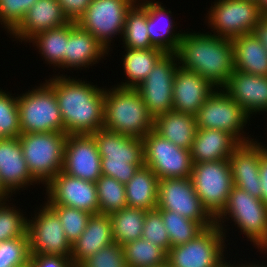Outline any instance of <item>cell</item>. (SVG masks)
Masks as SVG:
<instances>
[{"instance_id": "obj_21", "label": "cell", "mask_w": 267, "mask_h": 267, "mask_svg": "<svg viewBox=\"0 0 267 267\" xmlns=\"http://www.w3.org/2000/svg\"><path fill=\"white\" fill-rule=\"evenodd\" d=\"M251 117L267 112V76H257L234 69L222 88Z\"/></svg>"}, {"instance_id": "obj_1", "label": "cell", "mask_w": 267, "mask_h": 267, "mask_svg": "<svg viewBox=\"0 0 267 267\" xmlns=\"http://www.w3.org/2000/svg\"><path fill=\"white\" fill-rule=\"evenodd\" d=\"M45 81L55 92L67 135L93 134L103 128L105 88L59 73Z\"/></svg>"}, {"instance_id": "obj_10", "label": "cell", "mask_w": 267, "mask_h": 267, "mask_svg": "<svg viewBox=\"0 0 267 267\" xmlns=\"http://www.w3.org/2000/svg\"><path fill=\"white\" fill-rule=\"evenodd\" d=\"M191 180L204 208L216 219L233 187L228 159L193 163Z\"/></svg>"}, {"instance_id": "obj_38", "label": "cell", "mask_w": 267, "mask_h": 267, "mask_svg": "<svg viewBox=\"0 0 267 267\" xmlns=\"http://www.w3.org/2000/svg\"><path fill=\"white\" fill-rule=\"evenodd\" d=\"M59 217L71 245L82 235L92 214L63 205H48Z\"/></svg>"}, {"instance_id": "obj_35", "label": "cell", "mask_w": 267, "mask_h": 267, "mask_svg": "<svg viewBox=\"0 0 267 267\" xmlns=\"http://www.w3.org/2000/svg\"><path fill=\"white\" fill-rule=\"evenodd\" d=\"M127 267H158L167 262V253L144 238L122 245Z\"/></svg>"}, {"instance_id": "obj_36", "label": "cell", "mask_w": 267, "mask_h": 267, "mask_svg": "<svg viewBox=\"0 0 267 267\" xmlns=\"http://www.w3.org/2000/svg\"><path fill=\"white\" fill-rule=\"evenodd\" d=\"M156 209L161 213L171 247L186 244L205 229L199 222L185 218L179 213Z\"/></svg>"}, {"instance_id": "obj_37", "label": "cell", "mask_w": 267, "mask_h": 267, "mask_svg": "<svg viewBox=\"0 0 267 267\" xmlns=\"http://www.w3.org/2000/svg\"><path fill=\"white\" fill-rule=\"evenodd\" d=\"M95 183L99 213L110 214L127 206L125 184L106 175H101Z\"/></svg>"}, {"instance_id": "obj_26", "label": "cell", "mask_w": 267, "mask_h": 267, "mask_svg": "<svg viewBox=\"0 0 267 267\" xmlns=\"http://www.w3.org/2000/svg\"><path fill=\"white\" fill-rule=\"evenodd\" d=\"M114 243L109 214H92L82 235L72 244L70 258L79 266L100 249Z\"/></svg>"}, {"instance_id": "obj_46", "label": "cell", "mask_w": 267, "mask_h": 267, "mask_svg": "<svg viewBox=\"0 0 267 267\" xmlns=\"http://www.w3.org/2000/svg\"><path fill=\"white\" fill-rule=\"evenodd\" d=\"M69 21L77 22L92 0H57Z\"/></svg>"}, {"instance_id": "obj_23", "label": "cell", "mask_w": 267, "mask_h": 267, "mask_svg": "<svg viewBox=\"0 0 267 267\" xmlns=\"http://www.w3.org/2000/svg\"><path fill=\"white\" fill-rule=\"evenodd\" d=\"M69 22L57 0H38L8 35L19 42H28L40 32L64 26Z\"/></svg>"}, {"instance_id": "obj_12", "label": "cell", "mask_w": 267, "mask_h": 267, "mask_svg": "<svg viewBox=\"0 0 267 267\" xmlns=\"http://www.w3.org/2000/svg\"><path fill=\"white\" fill-rule=\"evenodd\" d=\"M144 165L158 177H191L193 161L190 150L178 147L163 138L154 129L143 138Z\"/></svg>"}, {"instance_id": "obj_24", "label": "cell", "mask_w": 267, "mask_h": 267, "mask_svg": "<svg viewBox=\"0 0 267 267\" xmlns=\"http://www.w3.org/2000/svg\"><path fill=\"white\" fill-rule=\"evenodd\" d=\"M138 3L147 12V31L151 45L165 53H175L184 32H176L177 25L171 19L172 12L169 9L166 10L159 1L139 0Z\"/></svg>"}, {"instance_id": "obj_11", "label": "cell", "mask_w": 267, "mask_h": 267, "mask_svg": "<svg viewBox=\"0 0 267 267\" xmlns=\"http://www.w3.org/2000/svg\"><path fill=\"white\" fill-rule=\"evenodd\" d=\"M206 18L213 35L233 39L254 28L263 16L257 2L250 0H215Z\"/></svg>"}, {"instance_id": "obj_31", "label": "cell", "mask_w": 267, "mask_h": 267, "mask_svg": "<svg viewBox=\"0 0 267 267\" xmlns=\"http://www.w3.org/2000/svg\"><path fill=\"white\" fill-rule=\"evenodd\" d=\"M125 49L123 55V70L126 75L125 82L118 83L116 86L121 88H136L149 75L156 63L166 54L158 48L149 49Z\"/></svg>"}, {"instance_id": "obj_45", "label": "cell", "mask_w": 267, "mask_h": 267, "mask_svg": "<svg viewBox=\"0 0 267 267\" xmlns=\"http://www.w3.org/2000/svg\"><path fill=\"white\" fill-rule=\"evenodd\" d=\"M28 267H78L71 258L31 254Z\"/></svg>"}, {"instance_id": "obj_41", "label": "cell", "mask_w": 267, "mask_h": 267, "mask_svg": "<svg viewBox=\"0 0 267 267\" xmlns=\"http://www.w3.org/2000/svg\"><path fill=\"white\" fill-rule=\"evenodd\" d=\"M6 92L0 88V138L19 137L21 131L17 96Z\"/></svg>"}, {"instance_id": "obj_20", "label": "cell", "mask_w": 267, "mask_h": 267, "mask_svg": "<svg viewBox=\"0 0 267 267\" xmlns=\"http://www.w3.org/2000/svg\"><path fill=\"white\" fill-rule=\"evenodd\" d=\"M216 89L196 72L178 67L173 82L172 110L195 116L199 108Z\"/></svg>"}, {"instance_id": "obj_4", "label": "cell", "mask_w": 267, "mask_h": 267, "mask_svg": "<svg viewBox=\"0 0 267 267\" xmlns=\"http://www.w3.org/2000/svg\"><path fill=\"white\" fill-rule=\"evenodd\" d=\"M230 218L247 241L250 240L261 253H267V205L261 199L233 185L223 211L215 219L224 234L227 232L224 224Z\"/></svg>"}, {"instance_id": "obj_42", "label": "cell", "mask_w": 267, "mask_h": 267, "mask_svg": "<svg viewBox=\"0 0 267 267\" xmlns=\"http://www.w3.org/2000/svg\"><path fill=\"white\" fill-rule=\"evenodd\" d=\"M142 238L162 248L166 253L171 248V242L164 227L161 213L157 209L147 211Z\"/></svg>"}, {"instance_id": "obj_47", "label": "cell", "mask_w": 267, "mask_h": 267, "mask_svg": "<svg viewBox=\"0 0 267 267\" xmlns=\"http://www.w3.org/2000/svg\"><path fill=\"white\" fill-rule=\"evenodd\" d=\"M262 201L267 205V150L260 144V170Z\"/></svg>"}, {"instance_id": "obj_14", "label": "cell", "mask_w": 267, "mask_h": 267, "mask_svg": "<svg viewBox=\"0 0 267 267\" xmlns=\"http://www.w3.org/2000/svg\"><path fill=\"white\" fill-rule=\"evenodd\" d=\"M157 208L179 213L204 228L215 224V219L197 196L191 177L159 179Z\"/></svg>"}, {"instance_id": "obj_25", "label": "cell", "mask_w": 267, "mask_h": 267, "mask_svg": "<svg viewBox=\"0 0 267 267\" xmlns=\"http://www.w3.org/2000/svg\"><path fill=\"white\" fill-rule=\"evenodd\" d=\"M108 53L109 52L106 51L88 31L82 29L76 22H69V37L65 52V68H69V70L88 68L89 70L90 66L99 63Z\"/></svg>"}, {"instance_id": "obj_13", "label": "cell", "mask_w": 267, "mask_h": 267, "mask_svg": "<svg viewBox=\"0 0 267 267\" xmlns=\"http://www.w3.org/2000/svg\"><path fill=\"white\" fill-rule=\"evenodd\" d=\"M138 0H92L76 22L109 52L113 38H122L127 11ZM112 39V40H111Z\"/></svg>"}, {"instance_id": "obj_28", "label": "cell", "mask_w": 267, "mask_h": 267, "mask_svg": "<svg viewBox=\"0 0 267 267\" xmlns=\"http://www.w3.org/2000/svg\"><path fill=\"white\" fill-rule=\"evenodd\" d=\"M154 130L174 145L190 150L197 131L196 118L171 110L155 117Z\"/></svg>"}, {"instance_id": "obj_22", "label": "cell", "mask_w": 267, "mask_h": 267, "mask_svg": "<svg viewBox=\"0 0 267 267\" xmlns=\"http://www.w3.org/2000/svg\"><path fill=\"white\" fill-rule=\"evenodd\" d=\"M0 181L11 194L39 184L27 167L18 137L0 138Z\"/></svg>"}, {"instance_id": "obj_30", "label": "cell", "mask_w": 267, "mask_h": 267, "mask_svg": "<svg viewBox=\"0 0 267 267\" xmlns=\"http://www.w3.org/2000/svg\"><path fill=\"white\" fill-rule=\"evenodd\" d=\"M158 189V177L144 165L125 184L127 206L147 211L156 209Z\"/></svg>"}, {"instance_id": "obj_53", "label": "cell", "mask_w": 267, "mask_h": 267, "mask_svg": "<svg viewBox=\"0 0 267 267\" xmlns=\"http://www.w3.org/2000/svg\"><path fill=\"white\" fill-rule=\"evenodd\" d=\"M158 267H170L169 264L166 262L165 264L158 266Z\"/></svg>"}, {"instance_id": "obj_27", "label": "cell", "mask_w": 267, "mask_h": 267, "mask_svg": "<svg viewBox=\"0 0 267 267\" xmlns=\"http://www.w3.org/2000/svg\"><path fill=\"white\" fill-rule=\"evenodd\" d=\"M240 143L229 133L215 129H197L190 149L193 163L229 159Z\"/></svg>"}, {"instance_id": "obj_43", "label": "cell", "mask_w": 267, "mask_h": 267, "mask_svg": "<svg viewBox=\"0 0 267 267\" xmlns=\"http://www.w3.org/2000/svg\"><path fill=\"white\" fill-rule=\"evenodd\" d=\"M38 0H0V24L11 33Z\"/></svg>"}, {"instance_id": "obj_3", "label": "cell", "mask_w": 267, "mask_h": 267, "mask_svg": "<svg viewBox=\"0 0 267 267\" xmlns=\"http://www.w3.org/2000/svg\"><path fill=\"white\" fill-rule=\"evenodd\" d=\"M153 115L134 88H105L103 128L137 139L154 129Z\"/></svg>"}, {"instance_id": "obj_33", "label": "cell", "mask_w": 267, "mask_h": 267, "mask_svg": "<svg viewBox=\"0 0 267 267\" xmlns=\"http://www.w3.org/2000/svg\"><path fill=\"white\" fill-rule=\"evenodd\" d=\"M146 213L147 210L128 206L110 213L114 242L122 246L142 238Z\"/></svg>"}, {"instance_id": "obj_6", "label": "cell", "mask_w": 267, "mask_h": 267, "mask_svg": "<svg viewBox=\"0 0 267 267\" xmlns=\"http://www.w3.org/2000/svg\"><path fill=\"white\" fill-rule=\"evenodd\" d=\"M65 132L20 134L24 159L33 178L46 186L63 169Z\"/></svg>"}, {"instance_id": "obj_50", "label": "cell", "mask_w": 267, "mask_h": 267, "mask_svg": "<svg viewBox=\"0 0 267 267\" xmlns=\"http://www.w3.org/2000/svg\"><path fill=\"white\" fill-rule=\"evenodd\" d=\"M259 10L262 15H267V0H258Z\"/></svg>"}, {"instance_id": "obj_17", "label": "cell", "mask_w": 267, "mask_h": 267, "mask_svg": "<svg viewBox=\"0 0 267 267\" xmlns=\"http://www.w3.org/2000/svg\"><path fill=\"white\" fill-rule=\"evenodd\" d=\"M47 205H63L99 214L96 183L69 176L60 171L45 186Z\"/></svg>"}, {"instance_id": "obj_5", "label": "cell", "mask_w": 267, "mask_h": 267, "mask_svg": "<svg viewBox=\"0 0 267 267\" xmlns=\"http://www.w3.org/2000/svg\"><path fill=\"white\" fill-rule=\"evenodd\" d=\"M101 156L102 175L126 184L144 166L143 141L104 128L91 134Z\"/></svg>"}, {"instance_id": "obj_15", "label": "cell", "mask_w": 267, "mask_h": 267, "mask_svg": "<svg viewBox=\"0 0 267 267\" xmlns=\"http://www.w3.org/2000/svg\"><path fill=\"white\" fill-rule=\"evenodd\" d=\"M41 206L36 208L34 217L31 215L28 219L30 253L70 258L72 245L65 236L59 217L46 203Z\"/></svg>"}, {"instance_id": "obj_2", "label": "cell", "mask_w": 267, "mask_h": 267, "mask_svg": "<svg viewBox=\"0 0 267 267\" xmlns=\"http://www.w3.org/2000/svg\"><path fill=\"white\" fill-rule=\"evenodd\" d=\"M179 67L196 72L215 88H223L234 72L232 40L211 32H186L175 52Z\"/></svg>"}, {"instance_id": "obj_49", "label": "cell", "mask_w": 267, "mask_h": 267, "mask_svg": "<svg viewBox=\"0 0 267 267\" xmlns=\"http://www.w3.org/2000/svg\"><path fill=\"white\" fill-rule=\"evenodd\" d=\"M13 194H10V192L3 186L2 182L0 181V203H3L5 201L9 202V198H11Z\"/></svg>"}, {"instance_id": "obj_18", "label": "cell", "mask_w": 267, "mask_h": 267, "mask_svg": "<svg viewBox=\"0 0 267 267\" xmlns=\"http://www.w3.org/2000/svg\"><path fill=\"white\" fill-rule=\"evenodd\" d=\"M62 172L93 183L101 177V156L91 134L68 135Z\"/></svg>"}, {"instance_id": "obj_29", "label": "cell", "mask_w": 267, "mask_h": 267, "mask_svg": "<svg viewBox=\"0 0 267 267\" xmlns=\"http://www.w3.org/2000/svg\"><path fill=\"white\" fill-rule=\"evenodd\" d=\"M234 69L257 76H267V50L253 33L232 39Z\"/></svg>"}, {"instance_id": "obj_40", "label": "cell", "mask_w": 267, "mask_h": 267, "mask_svg": "<svg viewBox=\"0 0 267 267\" xmlns=\"http://www.w3.org/2000/svg\"><path fill=\"white\" fill-rule=\"evenodd\" d=\"M30 256L28 233L0 242V266L28 267Z\"/></svg>"}, {"instance_id": "obj_16", "label": "cell", "mask_w": 267, "mask_h": 267, "mask_svg": "<svg viewBox=\"0 0 267 267\" xmlns=\"http://www.w3.org/2000/svg\"><path fill=\"white\" fill-rule=\"evenodd\" d=\"M175 53H166L135 89L155 118L173 108V82L179 67Z\"/></svg>"}, {"instance_id": "obj_9", "label": "cell", "mask_w": 267, "mask_h": 267, "mask_svg": "<svg viewBox=\"0 0 267 267\" xmlns=\"http://www.w3.org/2000/svg\"><path fill=\"white\" fill-rule=\"evenodd\" d=\"M197 129L222 130L232 135L239 143L252 140L245 135L250 116L222 88H217L199 108L195 115ZM246 136V137H245ZM250 137V138H249Z\"/></svg>"}, {"instance_id": "obj_34", "label": "cell", "mask_w": 267, "mask_h": 267, "mask_svg": "<svg viewBox=\"0 0 267 267\" xmlns=\"http://www.w3.org/2000/svg\"><path fill=\"white\" fill-rule=\"evenodd\" d=\"M147 30V12L136 1L126 13L122 36L123 47L130 49L154 48Z\"/></svg>"}, {"instance_id": "obj_32", "label": "cell", "mask_w": 267, "mask_h": 267, "mask_svg": "<svg viewBox=\"0 0 267 267\" xmlns=\"http://www.w3.org/2000/svg\"><path fill=\"white\" fill-rule=\"evenodd\" d=\"M69 37V23L58 28L40 32L32 37L27 43H33L40 52L42 59L47 65L62 68L65 71L66 43Z\"/></svg>"}, {"instance_id": "obj_52", "label": "cell", "mask_w": 267, "mask_h": 267, "mask_svg": "<svg viewBox=\"0 0 267 267\" xmlns=\"http://www.w3.org/2000/svg\"><path fill=\"white\" fill-rule=\"evenodd\" d=\"M225 267H236V266H235V263L232 264V262L230 263L229 261V263Z\"/></svg>"}, {"instance_id": "obj_7", "label": "cell", "mask_w": 267, "mask_h": 267, "mask_svg": "<svg viewBox=\"0 0 267 267\" xmlns=\"http://www.w3.org/2000/svg\"><path fill=\"white\" fill-rule=\"evenodd\" d=\"M39 85L17 97L21 134L64 132L54 90L46 82Z\"/></svg>"}, {"instance_id": "obj_19", "label": "cell", "mask_w": 267, "mask_h": 267, "mask_svg": "<svg viewBox=\"0 0 267 267\" xmlns=\"http://www.w3.org/2000/svg\"><path fill=\"white\" fill-rule=\"evenodd\" d=\"M260 143L256 139L240 143L228 161L233 185L262 200L260 170Z\"/></svg>"}, {"instance_id": "obj_48", "label": "cell", "mask_w": 267, "mask_h": 267, "mask_svg": "<svg viewBox=\"0 0 267 267\" xmlns=\"http://www.w3.org/2000/svg\"><path fill=\"white\" fill-rule=\"evenodd\" d=\"M253 34L267 50V15L261 17L257 26L254 28Z\"/></svg>"}, {"instance_id": "obj_44", "label": "cell", "mask_w": 267, "mask_h": 267, "mask_svg": "<svg viewBox=\"0 0 267 267\" xmlns=\"http://www.w3.org/2000/svg\"><path fill=\"white\" fill-rule=\"evenodd\" d=\"M78 267H127L123 248L112 243L85 259Z\"/></svg>"}, {"instance_id": "obj_8", "label": "cell", "mask_w": 267, "mask_h": 267, "mask_svg": "<svg viewBox=\"0 0 267 267\" xmlns=\"http://www.w3.org/2000/svg\"><path fill=\"white\" fill-rule=\"evenodd\" d=\"M226 237L214 224L186 244L171 247L167 263L170 267H225L229 263L224 257V252L228 251L225 250Z\"/></svg>"}, {"instance_id": "obj_39", "label": "cell", "mask_w": 267, "mask_h": 267, "mask_svg": "<svg viewBox=\"0 0 267 267\" xmlns=\"http://www.w3.org/2000/svg\"><path fill=\"white\" fill-rule=\"evenodd\" d=\"M24 216L20 208L7 201L0 203V242L27 234L28 218Z\"/></svg>"}, {"instance_id": "obj_51", "label": "cell", "mask_w": 267, "mask_h": 267, "mask_svg": "<svg viewBox=\"0 0 267 267\" xmlns=\"http://www.w3.org/2000/svg\"><path fill=\"white\" fill-rule=\"evenodd\" d=\"M235 266L236 267H267V264H263V263H261V264H258V263L256 264L255 263L254 264L253 262L252 263L251 262L250 263L249 262L248 263L246 262L245 264L241 263L239 265L236 264Z\"/></svg>"}]
</instances>
